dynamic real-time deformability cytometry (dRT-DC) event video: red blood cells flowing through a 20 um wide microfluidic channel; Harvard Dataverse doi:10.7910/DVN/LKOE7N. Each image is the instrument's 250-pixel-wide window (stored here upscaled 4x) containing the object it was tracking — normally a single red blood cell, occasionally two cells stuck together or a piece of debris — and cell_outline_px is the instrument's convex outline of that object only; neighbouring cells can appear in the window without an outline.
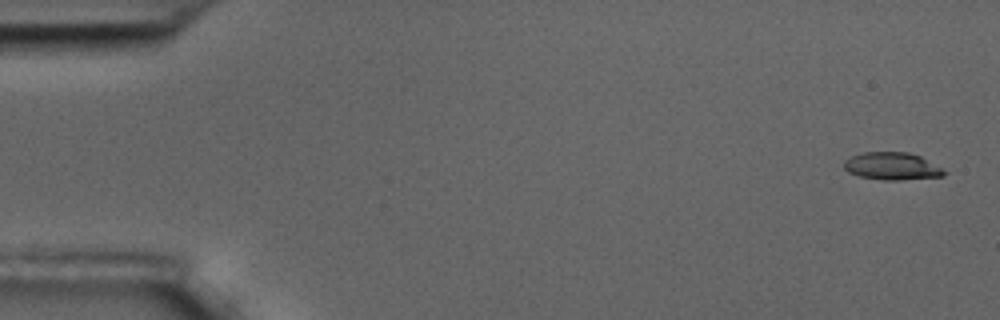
{"species": "common noctule bat (a hibernating species)", "species_latin": "Nyctalus noctula", "temperature_condition": "room temperature", "stored_images_in_passage": 7, "camera_frame_rate_fps": 3000, "um_per_image_px": 0.085, "animal": {"sex": "male", "body_mass_g": 17.5, "forearm_length_mm": 52.3}, "frame": {"image": 1, "passage_image": 1, "time_ms": 0.0, "image_size_px": [1000, 320], "cell_outline_px": [[948, 172], [944, 176], [900, 180], [884, 180], [860, 176], [848, 172], [844, 168], [844, 160], [852, 156], [864, 152], [908, 152], [920, 156]], "centroid_in_image_um": [75.82, 14.13], "position_along_channel_um": 9.2, "area_um2": 15.95}}
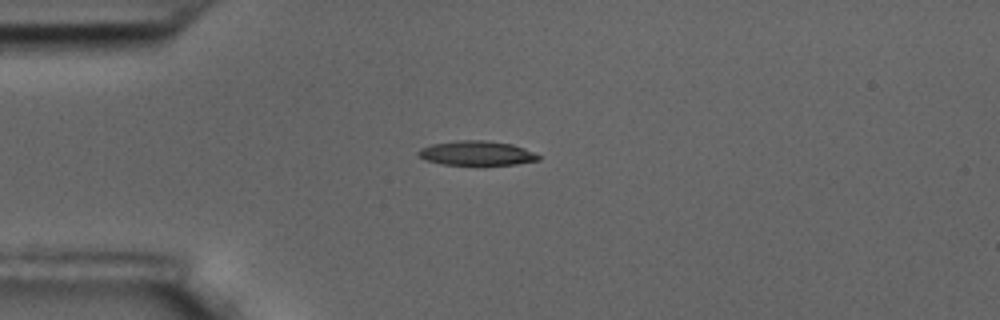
{"frame": {"image": 2, "passage_image": 5, "time_ms": 1.333, "image_size_px": [1000, 320], "cell_outline_px": [[540, 160], [516, 164], [480, 168], [444, 164], [428, 160], [420, 156], [416, 152], [420, 148], [432, 144], [460, 140], [484, 140], [512, 144], [524, 148], [540, 156]], "centroid_in_image_um": [40.55, 13.07], "position_along_channel_um": 44.5, "area_um2": 17.8}}